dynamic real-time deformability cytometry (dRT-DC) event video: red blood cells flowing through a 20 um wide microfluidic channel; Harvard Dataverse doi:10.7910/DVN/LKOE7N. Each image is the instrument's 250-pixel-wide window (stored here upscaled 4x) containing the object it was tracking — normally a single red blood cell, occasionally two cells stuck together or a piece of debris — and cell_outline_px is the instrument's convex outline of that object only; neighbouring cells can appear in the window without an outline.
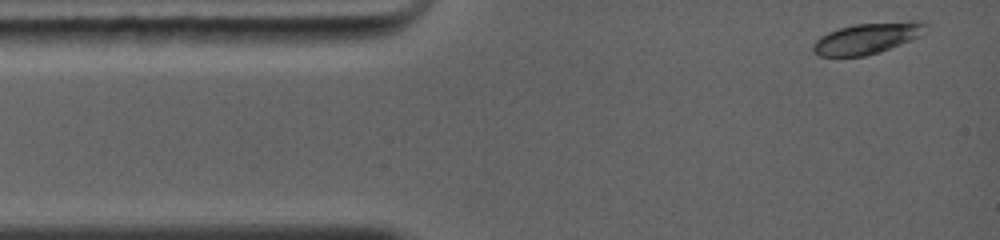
{"species": "common noctule bat (a hibernating species)", "species_latin": "Nyctalus noctula", "temperature_condition": "warm", "stored_images_in_passage": 3, "camera_frame_rate_fps": 5000, "um_per_image_px": 0.085, "animal": {"sex": "female", "body_mass_g": 19.0, "forearm_length_mm": 56.7}, "frame": {"image": 1, "passage_image": 1, "time_ms": 0.0, "image_size_px": [1000, 240], "cell_outline_px": [[928, 24], [920, 36], [912, 40], [880, 52], [864, 56], [820, 56], [812, 52], [812, 44], [820, 36], [828, 32], [840, 28], [856, 24], [908, 20], [928, 20]], "centroid_in_image_um": [73.76, 3.23], "position_along_channel_um": 11.2, "area_um2": 20.69}}
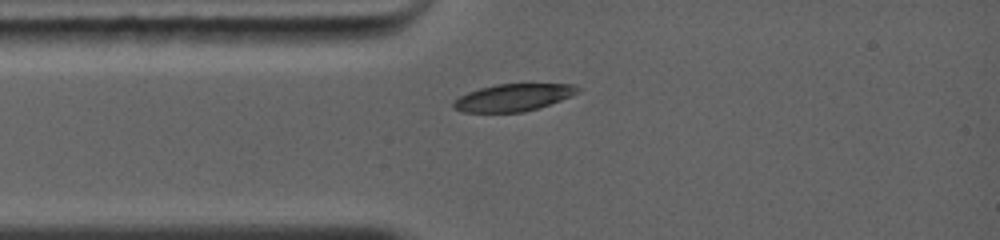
{"frame": {"image": 2, "passage_image": 3, "time_ms": 2.0, "image_size_px": [1000, 240], "cell_outline_px": [[584, 88], [580, 92], [572, 96], [524, 112], [464, 112], [452, 108], [452, 104], [460, 96], [468, 92], [480, 88], [496, 84], [572, 84]], "centroid_in_image_um": [43.65, 8.28], "position_along_channel_um": 41.3, "area_um2": 19.65}}